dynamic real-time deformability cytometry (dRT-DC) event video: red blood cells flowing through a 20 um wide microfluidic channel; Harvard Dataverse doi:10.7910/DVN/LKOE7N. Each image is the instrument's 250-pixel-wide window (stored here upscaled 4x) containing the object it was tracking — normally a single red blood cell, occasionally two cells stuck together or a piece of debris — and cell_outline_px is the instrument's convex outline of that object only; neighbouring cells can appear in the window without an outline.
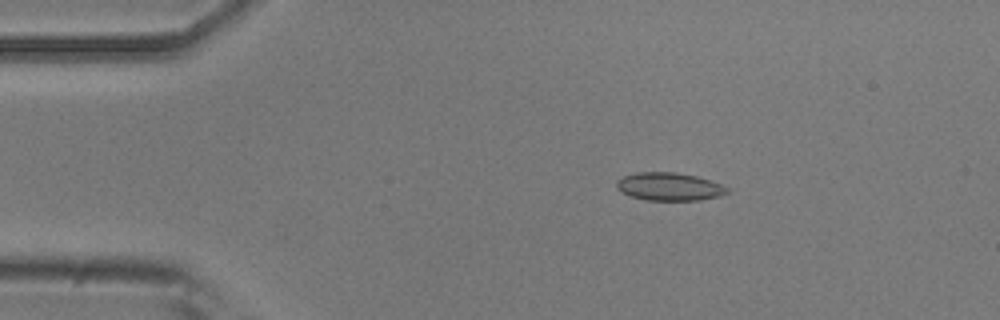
{"species": "common noctule bat (a hibernating species)", "species_latin": "Nyctalus noctula", "temperature_condition": "room temperature", "stored_images_in_passage": 51, "camera_frame_rate_fps": 3000, "um_per_image_px": 0.085, "animal": {"sex": "male", "body_mass_g": 20.5, "forearm_length_mm": 52.5}, "frame": {"image": 1, "passage_image": 8, "time_ms": 2.333, "image_size_px": [1000, 320], "cell_outline_px": [[728, 192], [720, 196], [700, 200], [648, 200], [632, 196], [616, 188], [616, 180], [624, 176], [636, 172], [676, 172], [696, 176], [720, 184], [728, 188]], "centroid_in_image_um": [56.88, 15.85], "position_along_channel_um": 28.1, "area_um2": 17.86}}
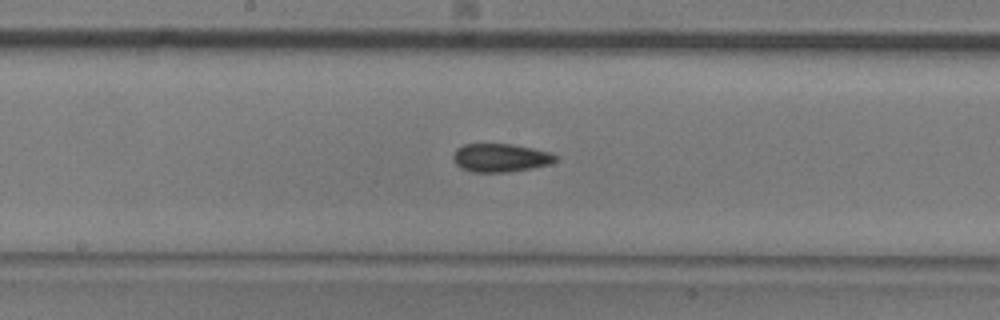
{"frame": {"image": 2, "passage_image": 26, "time_ms": 8.333, "image_size_px": [1000, 320], "cell_outline_px": [[556, 160], [548, 164], [532, 168], [508, 172], [472, 172], [460, 168], [452, 160], [452, 156], [456, 148], [464, 144], [512, 144], [552, 152], [556, 156]], "centroid_in_image_um": [42.5, 13.41], "position_along_channel_um": 205.7, "area_um2": 16.99}}
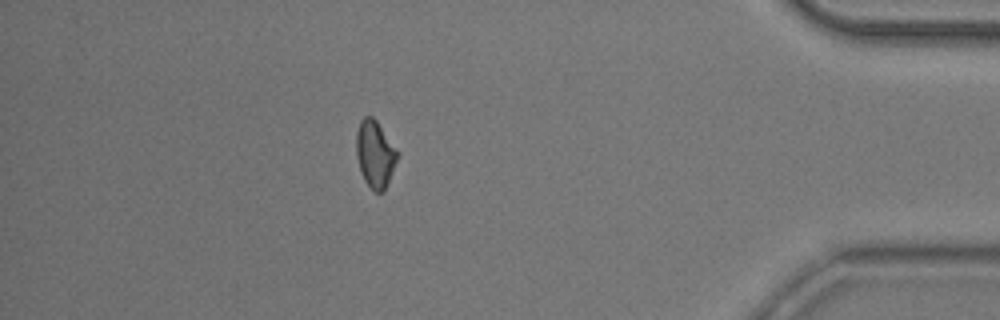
{"frame": {"image": 3, "passage_image": 45, "time_ms": 14.667, "image_size_px": [1000, 320], "cell_outline_px": [[400, 152], [384, 192], [376, 192], [364, 180], [360, 172], [356, 152], [356, 132], [360, 120], [364, 116], [372, 116], [376, 120]], "centroid_in_image_um": [31.88, 13.07], "position_along_channel_um": 403.3, "area_um2": 16.13}, "authors_computed_cell_mechanics": {"area_um2": 16.7042, "velocity_mm_per_s": 3.8323, "shape_relaxation_time_tau1_ms": 5.0611, "shape_relaxation_time_tau2_ms": 3.0319, "deformation_change_tau1": 0.0978, "deformation_change_tau2": 0.0886}}